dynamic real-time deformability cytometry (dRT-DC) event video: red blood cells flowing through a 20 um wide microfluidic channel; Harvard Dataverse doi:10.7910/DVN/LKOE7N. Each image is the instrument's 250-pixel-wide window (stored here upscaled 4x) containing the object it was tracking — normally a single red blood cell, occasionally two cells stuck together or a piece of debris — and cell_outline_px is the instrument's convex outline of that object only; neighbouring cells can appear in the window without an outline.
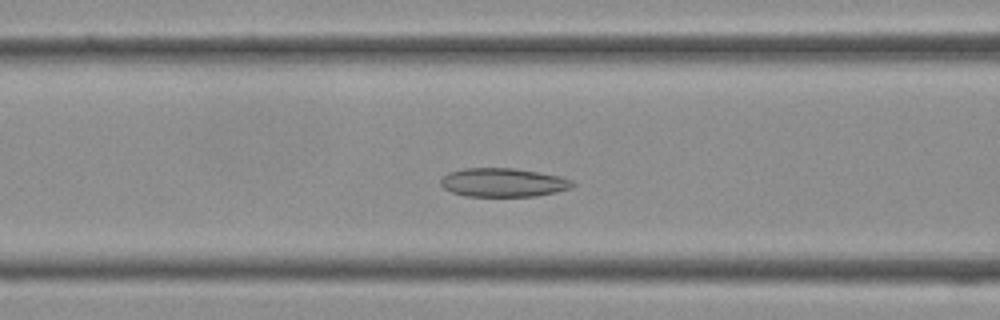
{"species": "Egyptian fruit bat (a non-hibernating species)", "species_latin": "Rousettus aegyptiacus", "temperature_condition": "cold", "stored_images_in_passage": 37, "camera_frame_rate_fps": 3000, "um_per_image_px": 0.085, "frame": {"image": 1, "passage_image": 14, "time_ms": 4.333, "image_size_px": [1000, 320], "cell_outline_px": [[576, 184], [572, 188], [556, 192], [536, 196], [464, 196], [452, 192], [444, 188], [440, 184], [440, 180], [448, 172], [464, 168], [516, 168], [540, 172], [560, 176], [572, 180]], "centroid_in_image_um": [42.79, 15.51], "position_along_channel_um": 123.8, "area_um2": 22.25}}
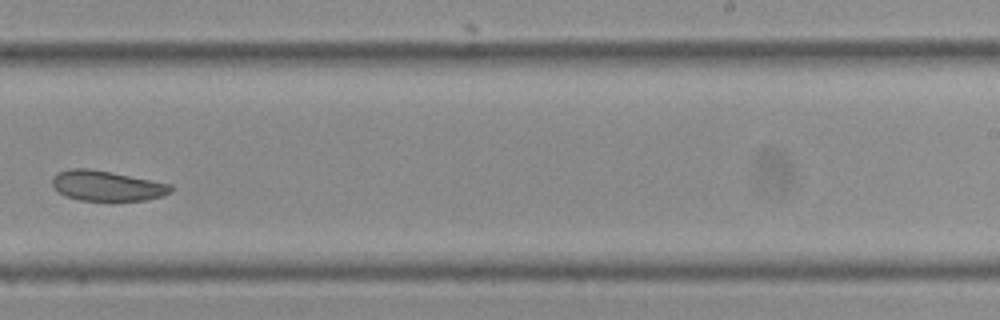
{"frame": {"image": 2, "passage_image": 23, "time_ms": 7.333, "image_size_px": [1000, 320], "cell_outline_px": [[172, 192], [164, 196], [144, 200], [80, 200], [68, 196], [60, 192], [52, 184], [52, 176], [60, 172], [72, 168], [88, 168], [112, 172], [172, 184]], "centroid_in_image_um": [9.13, 15.78], "position_along_channel_um": 279.9, "area_um2": 20.69}}
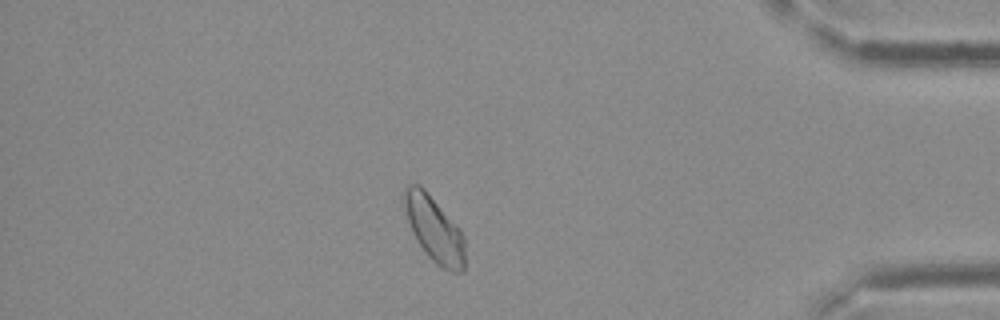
{"frame": {"image": 3, "passage_image": 32, "time_ms": 10.333, "image_size_px": [1000, 320], "cell_outline_px": [[464, 272], [452, 272], [436, 264], [428, 256], [412, 232], [408, 220], [404, 204], [404, 184], [420, 184], [424, 188], [460, 228], [464, 236]], "centroid_in_image_um": [36.92, 19.46], "position_along_channel_um": 398.3, "area_um2": 23.0}}